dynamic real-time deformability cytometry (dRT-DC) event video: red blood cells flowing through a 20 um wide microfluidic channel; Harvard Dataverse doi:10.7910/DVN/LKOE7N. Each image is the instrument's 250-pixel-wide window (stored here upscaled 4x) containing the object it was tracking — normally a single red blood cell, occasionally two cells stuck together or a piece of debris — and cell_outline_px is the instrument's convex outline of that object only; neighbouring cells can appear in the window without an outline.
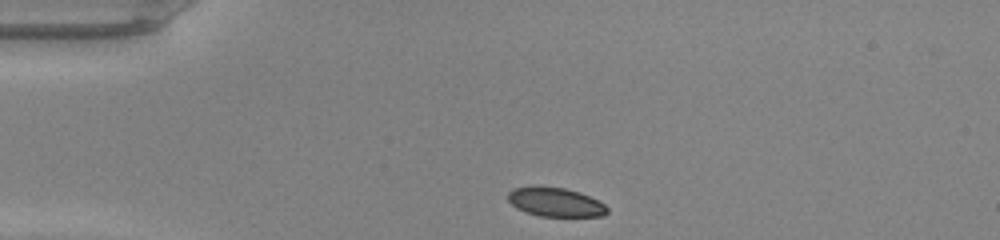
{"species": "common noctule bat (a hibernating species)", "species_latin": "Nyctalus noctula", "temperature_condition": "warm", "stored_images_in_passage": 39, "camera_frame_rate_fps": 3000, "um_per_image_px": 0.085, "animal": {"sex": "male", "body_mass_g": 20.0, "forearm_length_mm": 53.3}, "frame": {"image": 1, "passage_image": 1, "time_ms": 0.0, "image_size_px": [1000, 240], "cell_outline_px": [[608, 212], [604, 216], [540, 216], [524, 212], [516, 208], [508, 200], [508, 192], [512, 188], [564, 188], [580, 192], [604, 204], [608, 208]], "centroid_in_image_um": [47.22, 17.21], "position_along_channel_um": 37.8, "area_um2": 16.36}}
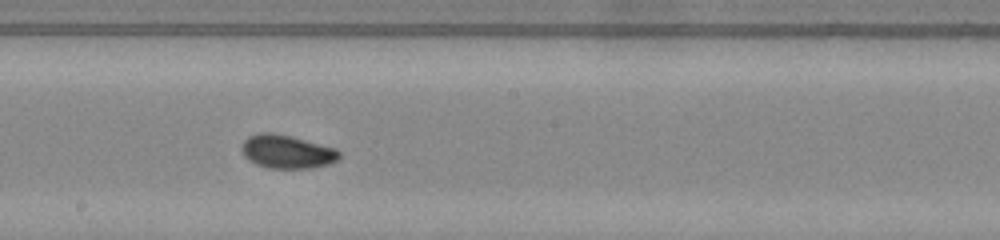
{"frame": {"image": 2, "passage_image": 17, "time_ms": 5.333, "image_size_px": [1000, 240], "cell_outline_px": [[340, 156], [336, 160], [328, 164], [312, 168], [268, 168], [256, 164], [248, 160], [244, 156], [240, 148], [240, 144], [248, 136], [260, 132], [272, 132], [336, 148], [340, 152]], "centroid_in_image_um": [24.33, 12.89], "position_along_channel_um": 223.9, "area_um2": 19.02}}
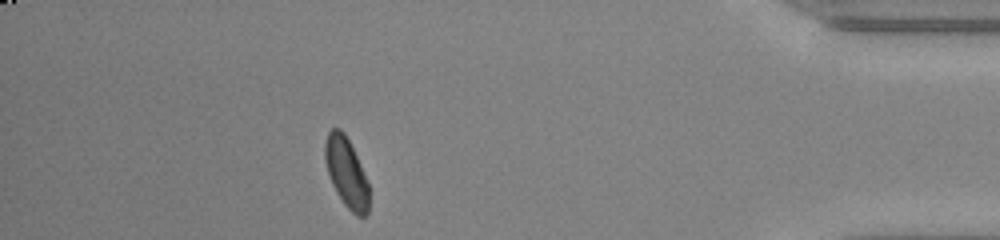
{"frame": {"image": 3, "passage_image": 33, "time_ms": 10.667, "image_size_px": [1000, 240], "cell_outline_px": [[368, 212], [364, 216], [356, 216], [344, 204], [336, 192], [332, 184], [324, 160], [324, 144], [328, 132], [332, 128], [340, 128], [344, 132], [360, 164], [368, 184]], "centroid_in_image_um": [29.41, 14.65], "position_along_channel_um": 405.8, "area_um2": 17.63}, "authors_computed_cell_mechanics": {"area_um2": 18.207, "velocity_mm_per_s": 4.2617, "shape_relaxation_time_tau1_ms": 3.6562, "shape_relaxation_time_tau2_ms": 4.0669, "deformation_change_tau1": 0.1307, "deformation_change_tau2": 0.0642}}